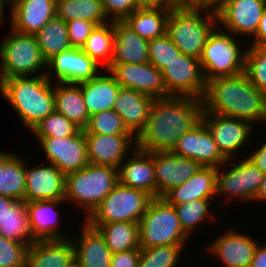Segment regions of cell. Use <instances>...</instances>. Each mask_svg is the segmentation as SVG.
<instances>
[{"label":"cell","instance_id":"6da1fadb","mask_svg":"<svg viewBox=\"0 0 266 267\" xmlns=\"http://www.w3.org/2000/svg\"><path fill=\"white\" fill-rule=\"evenodd\" d=\"M202 99L171 95L154 99L146 125L136 136L145 152L171 151L178 139L202 121Z\"/></svg>","mask_w":266,"mask_h":267},{"label":"cell","instance_id":"7a4b0ae2","mask_svg":"<svg viewBox=\"0 0 266 267\" xmlns=\"http://www.w3.org/2000/svg\"><path fill=\"white\" fill-rule=\"evenodd\" d=\"M202 102L205 112L244 120L254 126L266 124V96L245 72L207 81Z\"/></svg>","mask_w":266,"mask_h":267},{"label":"cell","instance_id":"3957f363","mask_svg":"<svg viewBox=\"0 0 266 267\" xmlns=\"http://www.w3.org/2000/svg\"><path fill=\"white\" fill-rule=\"evenodd\" d=\"M0 95L10 103L29 132L55 111L54 82L46 75L0 80Z\"/></svg>","mask_w":266,"mask_h":267},{"label":"cell","instance_id":"277c9868","mask_svg":"<svg viewBox=\"0 0 266 267\" xmlns=\"http://www.w3.org/2000/svg\"><path fill=\"white\" fill-rule=\"evenodd\" d=\"M217 26L215 10L181 4L170 10L166 33L180 53L199 59L209 35Z\"/></svg>","mask_w":266,"mask_h":267},{"label":"cell","instance_id":"5b68a950","mask_svg":"<svg viewBox=\"0 0 266 267\" xmlns=\"http://www.w3.org/2000/svg\"><path fill=\"white\" fill-rule=\"evenodd\" d=\"M118 182L117 168L88 163L66 174L64 200L85 210L87 218Z\"/></svg>","mask_w":266,"mask_h":267},{"label":"cell","instance_id":"8992f818","mask_svg":"<svg viewBox=\"0 0 266 267\" xmlns=\"http://www.w3.org/2000/svg\"><path fill=\"white\" fill-rule=\"evenodd\" d=\"M0 59V80L41 76L47 71V62L41 54L35 36L19 33L12 28L0 43Z\"/></svg>","mask_w":266,"mask_h":267},{"label":"cell","instance_id":"52a82bcc","mask_svg":"<svg viewBox=\"0 0 266 267\" xmlns=\"http://www.w3.org/2000/svg\"><path fill=\"white\" fill-rule=\"evenodd\" d=\"M138 227L140 248L187 245L191 240L180 226L175 207L163 197L151 199Z\"/></svg>","mask_w":266,"mask_h":267},{"label":"cell","instance_id":"ba28073f","mask_svg":"<svg viewBox=\"0 0 266 267\" xmlns=\"http://www.w3.org/2000/svg\"><path fill=\"white\" fill-rule=\"evenodd\" d=\"M233 34L216 27L209 35L199 61L207 81L245 72L246 50Z\"/></svg>","mask_w":266,"mask_h":267},{"label":"cell","instance_id":"9c48e42d","mask_svg":"<svg viewBox=\"0 0 266 267\" xmlns=\"http://www.w3.org/2000/svg\"><path fill=\"white\" fill-rule=\"evenodd\" d=\"M152 197L118 182L105 199L84 218L88 224L137 222L146 212Z\"/></svg>","mask_w":266,"mask_h":267},{"label":"cell","instance_id":"30bf717a","mask_svg":"<svg viewBox=\"0 0 266 267\" xmlns=\"http://www.w3.org/2000/svg\"><path fill=\"white\" fill-rule=\"evenodd\" d=\"M165 87L170 95L202 99L206 90L198 58L180 53L162 70Z\"/></svg>","mask_w":266,"mask_h":267},{"label":"cell","instance_id":"8fae6325","mask_svg":"<svg viewBox=\"0 0 266 267\" xmlns=\"http://www.w3.org/2000/svg\"><path fill=\"white\" fill-rule=\"evenodd\" d=\"M42 147L47 162L54 164L65 175L85 167L89 162L85 134L80 129L67 137H34Z\"/></svg>","mask_w":266,"mask_h":267},{"label":"cell","instance_id":"7c38bea8","mask_svg":"<svg viewBox=\"0 0 266 267\" xmlns=\"http://www.w3.org/2000/svg\"><path fill=\"white\" fill-rule=\"evenodd\" d=\"M265 10L262 0H226L215 9L217 25L237 38H252Z\"/></svg>","mask_w":266,"mask_h":267},{"label":"cell","instance_id":"4fadbf2b","mask_svg":"<svg viewBox=\"0 0 266 267\" xmlns=\"http://www.w3.org/2000/svg\"><path fill=\"white\" fill-rule=\"evenodd\" d=\"M202 121L211 132L221 154L227 160L239 158L238 152L246 149L243 147L248 144L250 135H253L255 128L247 121L205 111L202 113Z\"/></svg>","mask_w":266,"mask_h":267},{"label":"cell","instance_id":"5bb4252c","mask_svg":"<svg viewBox=\"0 0 266 267\" xmlns=\"http://www.w3.org/2000/svg\"><path fill=\"white\" fill-rule=\"evenodd\" d=\"M103 70L81 48L71 47L47 62L45 75L51 82L78 84L97 77Z\"/></svg>","mask_w":266,"mask_h":267},{"label":"cell","instance_id":"9a60e30c","mask_svg":"<svg viewBox=\"0 0 266 267\" xmlns=\"http://www.w3.org/2000/svg\"><path fill=\"white\" fill-rule=\"evenodd\" d=\"M105 70L121 87L139 91L154 99L171 96L165 87L162 71L149 62L110 64Z\"/></svg>","mask_w":266,"mask_h":267},{"label":"cell","instance_id":"2e32d148","mask_svg":"<svg viewBox=\"0 0 266 267\" xmlns=\"http://www.w3.org/2000/svg\"><path fill=\"white\" fill-rule=\"evenodd\" d=\"M84 134L90 164L118 169L136 148V137L133 134ZM131 145L133 148H130Z\"/></svg>","mask_w":266,"mask_h":267},{"label":"cell","instance_id":"e0dca14e","mask_svg":"<svg viewBox=\"0 0 266 267\" xmlns=\"http://www.w3.org/2000/svg\"><path fill=\"white\" fill-rule=\"evenodd\" d=\"M171 152L195 160L204 167L218 168L227 161L203 121L183 134Z\"/></svg>","mask_w":266,"mask_h":267},{"label":"cell","instance_id":"ac0fdd59","mask_svg":"<svg viewBox=\"0 0 266 267\" xmlns=\"http://www.w3.org/2000/svg\"><path fill=\"white\" fill-rule=\"evenodd\" d=\"M45 161L32 167L25 161V202L64 200L66 175L54 164Z\"/></svg>","mask_w":266,"mask_h":267},{"label":"cell","instance_id":"d6986e66","mask_svg":"<svg viewBox=\"0 0 266 267\" xmlns=\"http://www.w3.org/2000/svg\"><path fill=\"white\" fill-rule=\"evenodd\" d=\"M258 243L249 234L229 227L207 246L206 251L219 258L221 267H250Z\"/></svg>","mask_w":266,"mask_h":267},{"label":"cell","instance_id":"ffe728a7","mask_svg":"<svg viewBox=\"0 0 266 267\" xmlns=\"http://www.w3.org/2000/svg\"><path fill=\"white\" fill-rule=\"evenodd\" d=\"M156 178V197H163L180 186L202 166L195 160L173 154L171 151L153 152Z\"/></svg>","mask_w":266,"mask_h":267},{"label":"cell","instance_id":"44dd1931","mask_svg":"<svg viewBox=\"0 0 266 267\" xmlns=\"http://www.w3.org/2000/svg\"><path fill=\"white\" fill-rule=\"evenodd\" d=\"M10 28L35 35L56 16V0H15L10 5Z\"/></svg>","mask_w":266,"mask_h":267},{"label":"cell","instance_id":"7402d4cb","mask_svg":"<svg viewBox=\"0 0 266 267\" xmlns=\"http://www.w3.org/2000/svg\"><path fill=\"white\" fill-rule=\"evenodd\" d=\"M65 200H40L25 202L30 232L35 241L71 238L60 231V204ZM58 206V207H57ZM58 228V229H57Z\"/></svg>","mask_w":266,"mask_h":267},{"label":"cell","instance_id":"603a6c76","mask_svg":"<svg viewBox=\"0 0 266 267\" xmlns=\"http://www.w3.org/2000/svg\"><path fill=\"white\" fill-rule=\"evenodd\" d=\"M130 155L118 168L119 182L156 198L153 152H145L135 148Z\"/></svg>","mask_w":266,"mask_h":267},{"label":"cell","instance_id":"cb8c5ba5","mask_svg":"<svg viewBox=\"0 0 266 267\" xmlns=\"http://www.w3.org/2000/svg\"><path fill=\"white\" fill-rule=\"evenodd\" d=\"M83 222L79 236L70 235L74 245V258L81 267H110L112 252L103 235L85 220Z\"/></svg>","mask_w":266,"mask_h":267},{"label":"cell","instance_id":"d4e9b609","mask_svg":"<svg viewBox=\"0 0 266 267\" xmlns=\"http://www.w3.org/2000/svg\"><path fill=\"white\" fill-rule=\"evenodd\" d=\"M153 100L139 91L120 87L112 109L122 117L124 125L136 137L146 125Z\"/></svg>","mask_w":266,"mask_h":267},{"label":"cell","instance_id":"484cf974","mask_svg":"<svg viewBox=\"0 0 266 267\" xmlns=\"http://www.w3.org/2000/svg\"><path fill=\"white\" fill-rule=\"evenodd\" d=\"M114 42L111 64L149 62L148 41L141 38L124 21H113Z\"/></svg>","mask_w":266,"mask_h":267},{"label":"cell","instance_id":"4316f807","mask_svg":"<svg viewBox=\"0 0 266 267\" xmlns=\"http://www.w3.org/2000/svg\"><path fill=\"white\" fill-rule=\"evenodd\" d=\"M216 167L202 166L183 184L168 191L163 198L171 205L197 199H216Z\"/></svg>","mask_w":266,"mask_h":267},{"label":"cell","instance_id":"83f0119b","mask_svg":"<svg viewBox=\"0 0 266 267\" xmlns=\"http://www.w3.org/2000/svg\"><path fill=\"white\" fill-rule=\"evenodd\" d=\"M74 259L70 238L35 241L28 247L25 267H67Z\"/></svg>","mask_w":266,"mask_h":267},{"label":"cell","instance_id":"f1b7e54d","mask_svg":"<svg viewBox=\"0 0 266 267\" xmlns=\"http://www.w3.org/2000/svg\"><path fill=\"white\" fill-rule=\"evenodd\" d=\"M78 84L81 87L89 117L102 111L111 110L121 87L105 69L97 77Z\"/></svg>","mask_w":266,"mask_h":267},{"label":"cell","instance_id":"f546056e","mask_svg":"<svg viewBox=\"0 0 266 267\" xmlns=\"http://www.w3.org/2000/svg\"><path fill=\"white\" fill-rule=\"evenodd\" d=\"M54 84L55 111L83 130L89 121V114L80 85L63 82H54Z\"/></svg>","mask_w":266,"mask_h":267},{"label":"cell","instance_id":"4dcf8cb0","mask_svg":"<svg viewBox=\"0 0 266 267\" xmlns=\"http://www.w3.org/2000/svg\"><path fill=\"white\" fill-rule=\"evenodd\" d=\"M25 160L11 151L0 162V195L23 200L26 186Z\"/></svg>","mask_w":266,"mask_h":267},{"label":"cell","instance_id":"1f68e13d","mask_svg":"<svg viewBox=\"0 0 266 267\" xmlns=\"http://www.w3.org/2000/svg\"><path fill=\"white\" fill-rule=\"evenodd\" d=\"M169 10L137 8L123 21L147 41L166 34Z\"/></svg>","mask_w":266,"mask_h":267},{"label":"cell","instance_id":"d6a6232c","mask_svg":"<svg viewBox=\"0 0 266 267\" xmlns=\"http://www.w3.org/2000/svg\"><path fill=\"white\" fill-rule=\"evenodd\" d=\"M89 225L99 230L112 253L141 249L137 222H113Z\"/></svg>","mask_w":266,"mask_h":267},{"label":"cell","instance_id":"836d02e7","mask_svg":"<svg viewBox=\"0 0 266 267\" xmlns=\"http://www.w3.org/2000/svg\"><path fill=\"white\" fill-rule=\"evenodd\" d=\"M41 54L46 62L71 48L66 22L54 17L35 35Z\"/></svg>","mask_w":266,"mask_h":267},{"label":"cell","instance_id":"e575fe53","mask_svg":"<svg viewBox=\"0 0 266 267\" xmlns=\"http://www.w3.org/2000/svg\"><path fill=\"white\" fill-rule=\"evenodd\" d=\"M56 17L65 22L84 19L97 25L109 21L101 0H56Z\"/></svg>","mask_w":266,"mask_h":267},{"label":"cell","instance_id":"d590c367","mask_svg":"<svg viewBox=\"0 0 266 267\" xmlns=\"http://www.w3.org/2000/svg\"><path fill=\"white\" fill-rule=\"evenodd\" d=\"M114 26L113 21L97 25L87 38L81 50L106 69L113 56Z\"/></svg>","mask_w":266,"mask_h":267},{"label":"cell","instance_id":"8d00e7d4","mask_svg":"<svg viewBox=\"0 0 266 267\" xmlns=\"http://www.w3.org/2000/svg\"><path fill=\"white\" fill-rule=\"evenodd\" d=\"M233 161L234 159L227 160L224 164L217 168L216 196H218V198L220 196L223 199L225 198V204H227V201L230 203L232 199L233 202L234 199L244 202L242 158H237V161ZM227 164L229 167H227ZM229 164H232L233 166H230Z\"/></svg>","mask_w":266,"mask_h":267},{"label":"cell","instance_id":"74e56055","mask_svg":"<svg viewBox=\"0 0 266 267\" xmlns=\"http://www.w3.org/2000/svg\"><path fill=\"white\" fill-rule=\"evenodd\" d=\"M211 200L213 202V199H197L174 205L180 226L190 238L194 236L192 234L199 226L198 224H203L202 221L217 220L214 211H210L211 205L213 206Z\"/></svg>","mask_w":266,"mask_h":267},{"label":"cell","instance_id":"f35d334b","mask_svg":"<svg viewBox=\"0 0 266 267\" xmlns=\"http://www.w3.org/2000/svg\"><path fill=\"white\" fill-rule=\"evenodd\" d=\"M0 235L20 243L32 244L33 239L28 220V212L25 201L16 200L7 209V218L3 226H0Z\"/></svg>","mask_w":266,"mask_h":267},{"label":"cell","instance_id":"ab89813d","mask_svg":"<svg viewBox=\"0 0 266 267\" xmlns=\"http://www.w3.org/2000/svg\"><path fill=\"white\" fill-rule=\"evenodd\" d=\"M186 245H160L140 249L138 267H178Z\"/></svg>","mask_w":266,"mask_h":267},{"label":"cell","instance_id":"60d3db41","mask_svg":"<svg viewBox=\"0 0 266 267\" xmlns=\"http://www.w3.org/2000/svg\"><path fill=\"white\" fill-rule=\"evenodd\" d=\"M80 128L64 115L53 111L42 119L30 132L34 137H67L76 134Z\"/></svg>","mask_w":266,"mask_h":267},{"label":"cell","instance_id":"b9f144b4","mask_svg":"<svg viewBox=\"0 0 266 267\" xmlns=\"http://www.w3.org/2000/svg\"><path fill=\"white\" fill-rule=\"evenodd\" d=\"M83 131L94 134H132L124 125L122 117L113 109L90 116Z\"/></svg>","mask_w":266,"mask_h":267},{"label":"cell","instance_id":"7bdbcfd3","mask_svg":"<svg viewBox=\"0 0 266 267\" xmlns=\"http://www.w3.org/2000/svg\"><path fill=\"white\" fill-rule=\"evenodd\" d=\"M245 73L251 83L266 96V48L248 46Z\"/></svg>","mask_w":266,"mask_h":267},{"label":"cell","instance_id":"ee69618b","mask_svg":"<svg viewBox=\"0 0 266 267\" xmlns=\"http://www.w3.org/2000/svg\"><path fill=\"white\" fill-rule=\"evenodd\" d=\"M149 63L162 71L180 54V50L171 41L168 34L148 41Z\"/></svg>","mask_w":266,"mask_h":267},{"label":"cell","instance_id":"f6af8a7d","mask_svg":"<svg viewBox=\"0 0 266 267\" xmlns=\"http://www.w3.org/2000/svg\"><path fill=\"white\" fill-rule=\"evenodd\" d=\"M29 246L0 235V267H25Z\"/></svg>","mask_w":266,"mask_h":267},{"label":"cell","instance_id":"bcb514c9","mask_svg":"<svg viewBox=\"0 0 266 267\" xmlns=\"http://www.w3.org/2000/svg\"><path fill=\"white\" fill-rule=\"evenodd\" d=\"M265 173L256 167L246 155L242 158V181L244 188V203L252 201L260 189Z\"/></svg>","mask_w":266,"mask_h":267},{"label":"cell","instance_id":"7dc6e473","mask_svg":"<svg viewBox=\"0 0 266 267\" xmlns=\"http://www.w3.org/2000/svg\"><path fill=\"white\" fill-rule=\"evenodd\" d=\"M69 41L72 47L82 48L87 38L97 26L96 23L84 19L66 22Z\"/></svg>","mask_w":266,"mask_h":267},{"label":"cell","instance_id":"c3c4849f","mask_svg":"<svg viewBox=\"0 0 266 267\" xmlns=\"http://www.w3.org/2000/svg\"><path fill=\"white\" fill-rule=\"evenodd\" d=\"M105 15L109 21H123L136 9V0H101Z\"/></svg>","mask_w":266,"mask_h":267},{"label":"cell","instance_id":"681fc988","mask_svg":"<svg viewBox=\"0 0 266 267\" xmlns=\"http://www.w3.org/2000/svg\"><path fill=\"white\" fill-rule=\"evenodd\" d=\"M140 249L112 253L110 267H138Z\"/></svg>","mask_w":266,"mask_h":267},{"label":"cell","instance_id":"f907efd6","mask_svg":"<svg viewBox=\"0 0 266 267\" xmlns=\"http://www.w3.org/2000/svg\"><path fill=\"white\" fill-rule=\"evenodd\" d=\"M137 8L173 10L181 4L178 0H136Z\"/></svg>","mask_w":266,"mask_h":267},{"label":"cell","instance_id":"816d5d0a","mask_svg":"<svg viewBox=\"0 0 266 267\" xmlns=\"http://www.w3.org/2000/svg\"><path fill=\"white\" fill-rule=\"evenodd\" d=\"M252 43L248 46L266 48V10L263 12Z\"/></svg>","mask_w":266,"mask_h":267},{"label":"cell","instance_id":"f5cc1de1","mask_svg":"<svg viewBox=\"0 0 266 267\" xmlns=\"http://www.w3.org/2000/svg\"><path fill=\"white\" fill-rule=\"evenodd\" d=\"M257 149L247 155L246 157L258 167L263 173H266V142L261 143Z\"/></svg>","mask_w":266,"mask_h":267},{"label":"cell","instance_id":"db71d44e","mask_svg":"<svg viewBox=\"0 0 266 267\" xmlns=\"http://www.w3.org/2000/svg\"><path fill=\"white\" fill-rule=\"evenodd\" d=\"M250 267H266V242L256 246Z\"/></svg>","mask_w":266,"mask_h":267},{"label":"cell","instance_id":"11a10c76","mask_svg":"<svg viewBox=\"0 0 266 267\" xmlns=\"http://www.w3.org/2000/svg\"><path fill=\"white\" fill-rule=\"evenodd\" d=\"M16 200L0 195V226H3L5 219L7 218V209L15 202Z\"/></svg>","mask_w":266,"mask_h":267},{"label":"cell","instance_id":"9f6ffc18","mask_svg":"<svg viewBox=\"0 0 266 267\" xmlns=\"http://www.w3.org/2000/svg\"><path fill=\"white\" fill-rule=\"evenodd\" d=\"M255 201L266 203V173H265L264 178L262 180L260 189H259V191H258V193L254 199V203H255Z\"/></svg>","mask_w":266,"mask_h":267},{"label":"cell","instance_id":"6f0895ef","mask_svg":"<svg viewBox=\"0 0 266 267\" xmlns=\"http://www.w3.org/2000/svg\"><path fill=\"white\" fill-rule=\"evenodd\" d=\"M226 0H204V7L215 10Z\"/></svg>","mask_w":266,"mask_h":267},{"label":"cell","instance_id":"680465c9","mask_svg":"<svg viewBox=\"0 0 266 267\" xmlns=\"http://www.w3.org/2000/svg\"><path fill=\"white\" fill-rule=\"evenodd\" d=\"M180 4H191L199 7H204V0H178Z\"/></svg>","mask_w":266,"mask_h":267},{"label":"cell","instance_id":"91938a15","mask_svg":"<svg viewBox=\"0 0 266 267\" xmlns=\"http://www.w3.org/2000/svg\"><path fill=\"white\" fill-rule=\"evenodd\" d=\"M5 4L0 0V24H3L5 22L4 14H5ZM3 22V23H2Z\"/></svg>","mask_w":266,"mask_h":267},{"label":"cell","instance_id":"94428289","mask_svg":"<svg viewBox=\"0 0 266 267\" xmlns=\"http://www.w3.org/2000/svg\"><path fill=\"white\" fill-rule=\"evenodd\" d=\"M67 267H81L79 262L74 258L70 261V263L67 265Z\"/></svg>","mask_w":266,"mask_h":267},{"label":"cell","instance_id":"6125c7cd","mask_svg":"<svg viewBox=\"0 0 266 267\" xmlns=\"http://www.w3.org/2000/svg\"><path fill=\"white\" fill-rule=\"evenodd\" d=\"M9 152L0 150V162Z\"/></svg>","mask_w":266,"mask_h":267},{"label":"cell","instance_id":"be15d7a7","mask_svg":"<svg viewBox=\"0 0 266 267\" xmlns=\"http://www.w3.org/2000/svg\"><path fill=\"white\" fill-rule=\"evenodd\" d=\"M5 5L9 4V6L15 1V0H1Z\"/></svg>","mask_w":266,"mask_h":267},{"label":"cell","instance_id":"e7e4bbea","mask_svg":"<svg viewBox=\"0 0 266 267\" xmlns=\"http://www.w3.org/2000/svg\"><path fill=\"white\" fill-rule=\"evenodd\" d=\"M262 1H263L264 5H265V8H266V0H262Z\"/></svg>","mask_w":266,"mask_h":267}]
</instances>
